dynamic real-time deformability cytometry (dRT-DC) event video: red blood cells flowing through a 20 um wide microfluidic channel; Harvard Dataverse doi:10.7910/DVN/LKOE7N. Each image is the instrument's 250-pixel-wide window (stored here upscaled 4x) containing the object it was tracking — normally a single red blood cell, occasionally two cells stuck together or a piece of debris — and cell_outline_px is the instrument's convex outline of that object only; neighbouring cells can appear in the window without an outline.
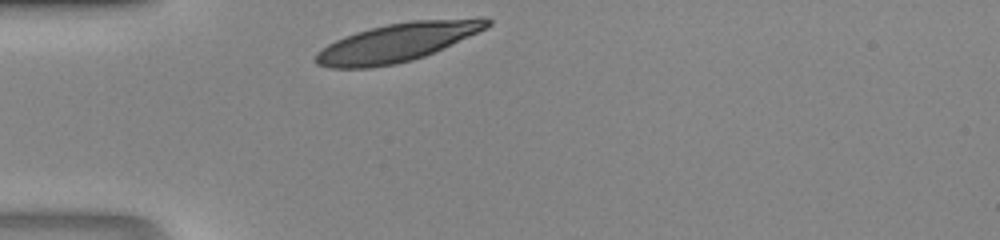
{"species": "human", "species_latin": "Homo sapiens", "temperature_condition": "room temperature", "stored_images_in_passage": 25, "camera_frame_rate_fps": 3000, "um_per_image_px": 0.085, "donor": {"sex": "male"}, "frame": {"image": 1, "passage_image": 1, "time_ms": 0.0, "image_size_px": [1000, 240], "cell_outline_px": [[492, 24], [476, 32], [424, 56], [412, 60], [396, 64], [368, 68], [328, 68], [316, 64], [316, 52], [328, 44], [344, 36], [356, 32], [388, 24], [412, 20], [480, 16], [492, 20]], "centroid_in_image_um": [33.76, 3.59], "position_along_channel_um": 51.2, "area_um2": 38.26}}